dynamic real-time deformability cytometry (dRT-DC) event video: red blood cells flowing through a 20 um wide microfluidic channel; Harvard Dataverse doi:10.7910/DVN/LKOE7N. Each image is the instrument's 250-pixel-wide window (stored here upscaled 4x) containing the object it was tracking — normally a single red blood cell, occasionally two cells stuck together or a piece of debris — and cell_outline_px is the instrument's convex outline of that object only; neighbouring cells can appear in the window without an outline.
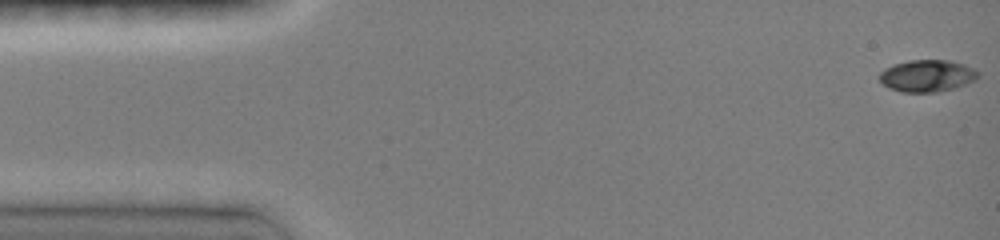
{"species": "common noctule bat (a hibernating species)", "species_latin": "Nyctalus noctula", "temperature_condition": "room temperature", "stored_images_in_passage": 49, "camera_frame_rate_fps": 3000, "um_per_image_px": 0.085, "animal": {"sex": "female", "body_mass_g": 19.0, "forearm_length_mm": 51.5}, "frame": {"image": 1, "passage_image": 1, "time_ms": 0.0, "image_size_px": [1000, 240], "cell_outline_px": [[980, 76], [976, 80], [940, 92], [900, 92], [888, 88], [880, 80], [880, 72], [884, 68], [908, 60], [948, 60], [964, 64], [980, 72]], "centroid_in_image_um": [78.82, 6.44], "position_along_channel_um": 6.2, "area_um2": 18.38}}
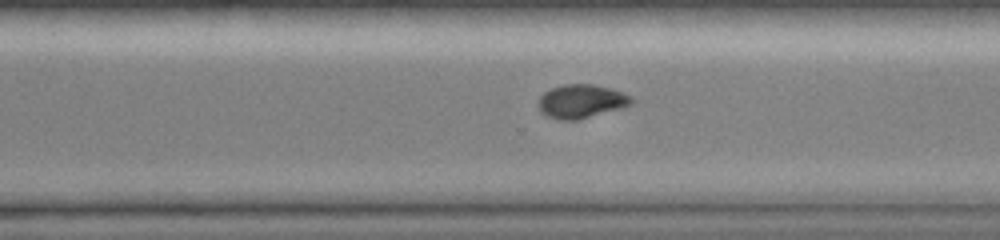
{"frame": {"image": 2, "passage_image": 38, "time_ms": 10.667, "image_size_px": [1000, 240], "cell_outline_px": [[636, 100], [632, 104], [620, 108], [576, 120], [560, 120], [548, 116], [540, 112], [536, 104], [540, 96], [544, 92], [552, 88], [564, 84], [592, 84], [612, 88], [632, 96]], "centroid_in_image_um": [49.4, 8.6], "position_along_channel_um": 321.2, "area_um2": 18.38}}
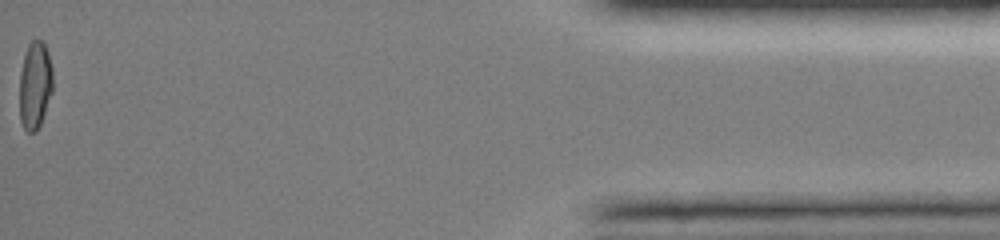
{"frame": {"image": 3, "passage_image": 49, "time_ms": 15.333, "image_size_px": [1000, 240], "cell_outline_px": [[52, 92], [40, 124], [36, 132], [28, 132], [24, 128], [20, 120], [20, 72], [24, 56], [28, 44], [32, 40], [44, 40], [48, 52], [52, 68]], "centroid_in_image_um": [2.98, 7.22], "position_along_channel_um": 432.2, "area_um2": 16.99}, "authors_computed_cell_mechanics": {"area_um2": 18.9006, "velocity_mm_per_s": 4.1274, "shape_relaxation_time_tau1_ms": 3.9425, "shape_relaxation_time_tau2_ms": null, "deformation_change_tau1": 0.1551, "deformation_change_tau2": null}}